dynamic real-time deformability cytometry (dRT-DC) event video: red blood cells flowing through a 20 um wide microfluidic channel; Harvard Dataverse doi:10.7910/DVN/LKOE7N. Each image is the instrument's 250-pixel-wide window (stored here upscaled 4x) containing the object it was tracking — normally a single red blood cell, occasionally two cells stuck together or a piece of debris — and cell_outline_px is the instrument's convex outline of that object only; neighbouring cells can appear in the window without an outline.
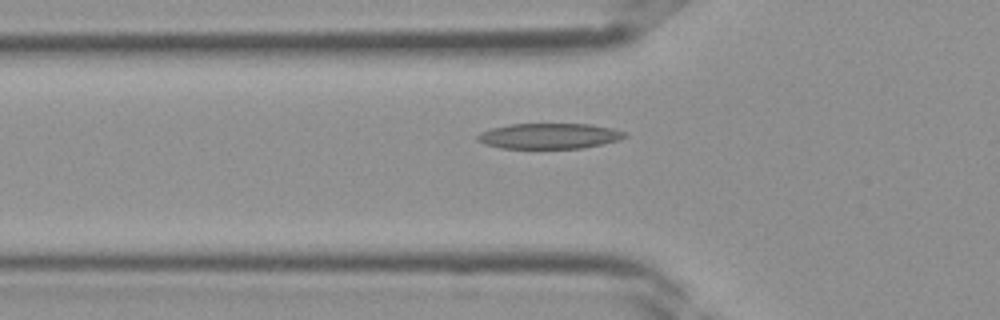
{"species": "Egyptian fruit bat (a non-hibernating species)", "species_latin": "Rousettus aegyptiacus", "temperature_condition": "room temperature", "stored_images_in_passage": 28, "camera_frame_rate_fps": 3000, "um_per_image_px": 0.085, "frame": {"image": 1, "passage_image": 6, "time_ms": 1.667, "image_size_px": [1000, 320], "cell_outline_px": [[628, 136], [620, 140], [584, 148], [500, 148], [484, 144], [476, 140], [476, 136], [480, 132], [492, 128], [508, 124], [588, 124], [612, 128], [624, 132]], "centroid_in_image_um": [46.67, 11.56], "position_along_channel_um": 79.1, "area_um2": 21.96}}
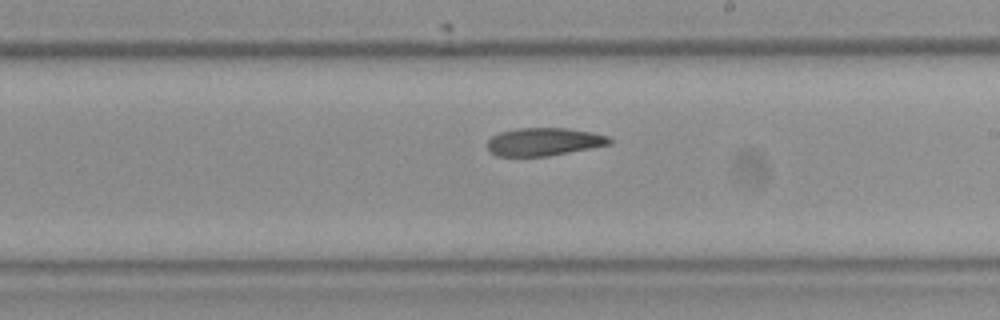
{"frame": {"image": 2, "passage_image": 15, "time_ms": 4.667, "image_size_px": [1000, 320], "cell_outline_px": [[612, 144], [592, 148], [548, 156], [496, 156], [488, 152], [488, 140], [492, 136], [500, 132], [516, 128], [568, 128], [608, 136], [612, 140]], "centroid_in_image_um": [46.21, 12.05], "position_along_channel_um": 242.8, "area_um2": 19.94}}
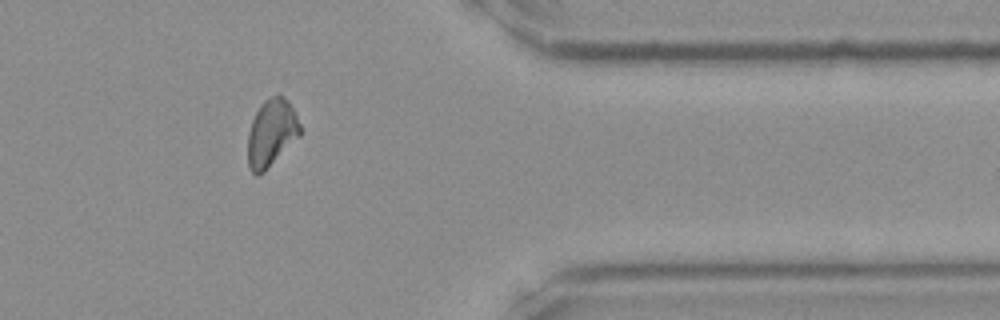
{"frame": {"image": 3, "passage_image": 24, "time_ms": 7.667, "image_size_px": [1000, 320], "cell_outline_px": [[304, 132], [264, 172], [256, 176], [248, 168], [248, 132], [252, 120], [260, 104], [264, 100], [280, 92], [288, 100]], "centroid_in_image_um": [23.08, 11.29], "position_along_channel_um": 388.3, "area_um2": 20.81}}